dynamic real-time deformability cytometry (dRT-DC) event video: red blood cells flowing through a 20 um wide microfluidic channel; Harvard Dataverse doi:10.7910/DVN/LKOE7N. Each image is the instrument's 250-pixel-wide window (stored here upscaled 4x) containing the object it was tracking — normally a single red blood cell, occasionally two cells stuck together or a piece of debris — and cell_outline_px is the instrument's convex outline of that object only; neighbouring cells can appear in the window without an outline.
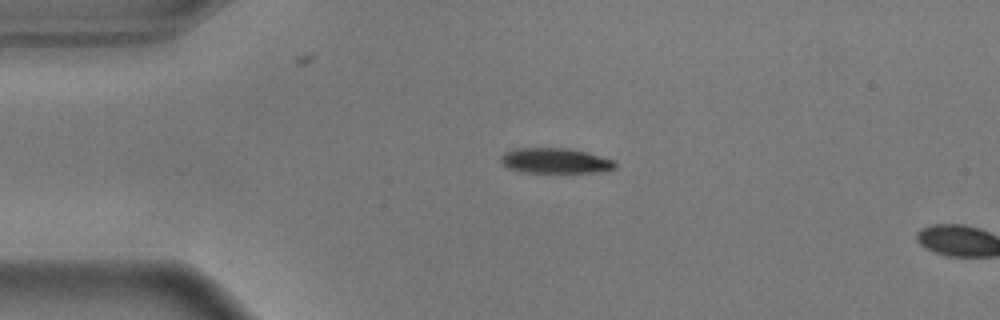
{"species": "common noctule bat (a hibernating species)", "species_latin": "Nyctalus noctula", "temperature_condition": "warm", "stored_images_in_passage": 3, "camera_frame_rate_fps": 3000, "um_per_image_px": 0.085, "animal": {"sex": "male", "body_mass_g": 17.9}, "frame": {"image": 1, "passage_image": 1, "time_ms": 0.0, "image_size_px": [1000, 320], "cell_outline_px": [[616, 168], [604, 172], [524, 172], [508, 168], [500, 164], [500, 156], [504, 152], [516, 148], [568, 148], [588, 152], [612, 160], [616, 164]], "centroid_in_image_um": [47.17, 13.66], "position_along_channel_um": 37.8, "area_um2": 16.94}}